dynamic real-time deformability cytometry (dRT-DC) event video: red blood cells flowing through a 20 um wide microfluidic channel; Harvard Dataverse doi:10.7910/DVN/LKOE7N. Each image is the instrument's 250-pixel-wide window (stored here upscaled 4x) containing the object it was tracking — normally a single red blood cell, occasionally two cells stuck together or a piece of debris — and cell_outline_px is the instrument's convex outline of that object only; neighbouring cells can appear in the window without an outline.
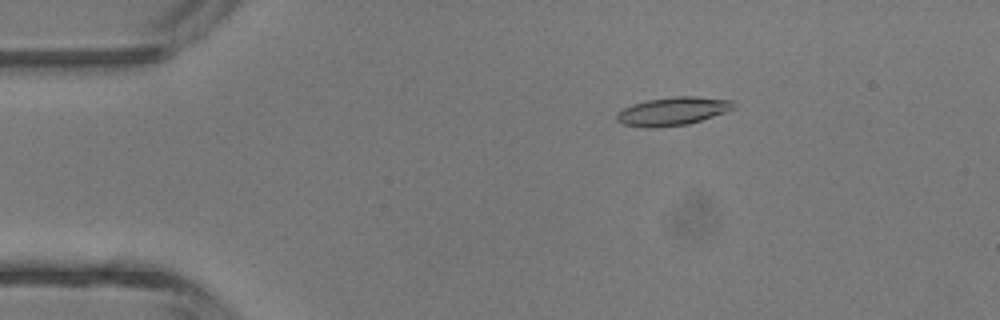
{"species": "common noctule bat (a hibernating species)", "species_latin": "Nyctalus noctula", "temperature_condition": "room temperature", "stored_images_in_passage": 5, "camera_frame_rate_fps": 3000, "um_per_image_px": 0.085, "animal": {"sex": "male", "body_mass_g": 13.3}, "frame": {"image": 1, "passage_image": 3, "time_ms": 2.333, "image_size_px": [1000, 320], "cell_outline_px": [[732, 108], [724, 112], [688, 124], [652, 128], [648, 128], [620, 124], [616, 120], [616, 112], [632, 104], [648, 100], [672, 96], [696, 96], [732, 100]], "centroid_in_image_um": [57.09, 9.45], "position_along_channel_um": 27.9, "area_um2": 19.13}}
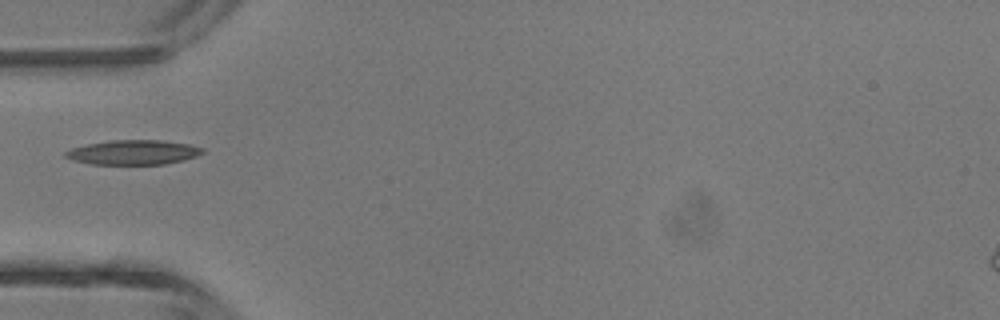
{"frame": {"image": 2, "passage_image": 5, "time_ms": 4.667, "image_size_px": [1000, 320], "cell_outline_px": [[204, 152], [196, 156], [184, 160], [164, 164], [92, 164], [72, 160], [64, 156], [64, 152], [72, 148], [88, 144], [108, 140], [160, 140], [188, 144], [204, 148]], "centroid_in_image_um": [11.32, 12.95], "position_along_channel_um": 73.7, "area_um2": 19.59}}